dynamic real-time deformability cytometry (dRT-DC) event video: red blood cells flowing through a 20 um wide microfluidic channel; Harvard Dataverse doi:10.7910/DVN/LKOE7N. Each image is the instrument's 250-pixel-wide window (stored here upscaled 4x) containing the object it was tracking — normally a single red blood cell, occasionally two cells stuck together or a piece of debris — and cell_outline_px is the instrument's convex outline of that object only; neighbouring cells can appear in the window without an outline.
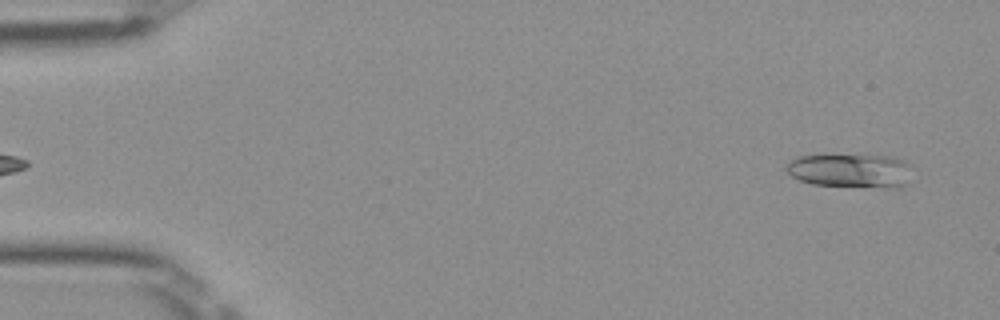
{"species": "Egyptian fruit bat (a non-hibernating species)", "species_latin": "Rousettus aegyptiacus", "temperature_condition": "room temperature", "stored_images_in_passage": 49, "camera_frame_rate_fps": 3000, "um_per_image_px": 0.085, "frame": {"image": 1, "passage_image": 2, "time_ms": 0.333, "image_size_px": [1000, 320], "cell_outline_px": [[912, 168], [908, 184], [900, 188], [884, 188], [812, 184], [800, 180], [792, 176], [784, 168], [796, 156], [892, 156], [904, 160]], "centroid_in_image_um": [72.38, 14.53], "position_along_channel_um": 12.6, "area_um2": 24.91}}
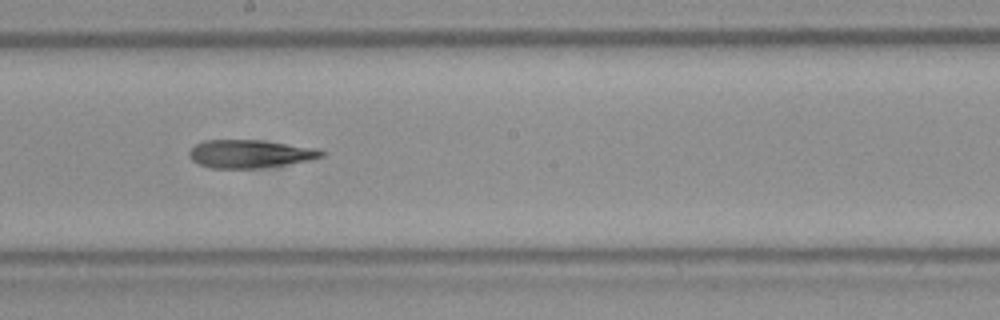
{"frame": {"image": 2, "passage_image": 27, "time_ms": 8.667, "image_size_px": [1000, 320], "cell_outline_px": [[328, 152], [324, 156], [308, 160], [284, 164], [256, 168], [212, 168], [200, 164], [192, 160], [188, 156], [188, 152], [196, 144], [204, 140], [260, 140], [316, 148]], "centroid_in_image_um": [21.24, 13.07], "position_along_channel_um": 227.0, "area_um2": 21.44}}
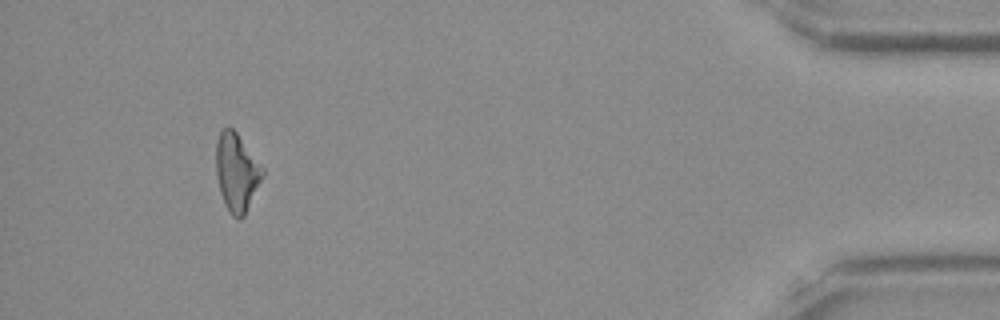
{"frame": {"image": 3, "passage_image": 46, "time_ms": 15.0, "image_size_px": [1000, 320], "cell_outline_px": [[264, 172], [244, 216], [240, 220], [232, 216], [224, 204], [220, 192], [216, 176], [216, 140], [220, 132], [224, 128], [232, 128], [236, 132], [264, 168]], "centroid_in_image_um": [20.09, 14.65], "position_along_channel_um": 415.1, "area_um2": 20.92}}